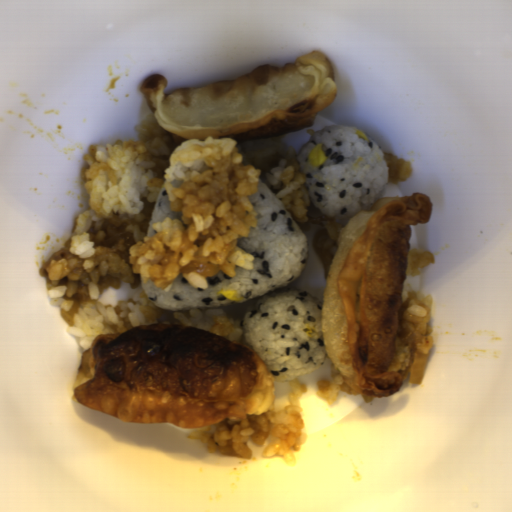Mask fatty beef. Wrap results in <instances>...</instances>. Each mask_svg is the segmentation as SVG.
I'll use <instances>...</instances> for the list:
<instances>
[{"instance_id": "obj_1", "label": "fatty beef", "mask_w": 512, "mask_h": 512, "mask_svg": "<svg viewBox=\"0 0 512 512\" xmlns=\"http://www.w3.org/2000/svg\"><path fill=\"white\" fill-rule=\"evenodd\" d=\"M127 225L128 222L113 223L107 218L100 226L105 235L102 246L111 249L126 264L130 263L129 250L136 242L131 231L126 229Z\"/></svg>"}, {"instance_id": "obj_2", "label": "fatty beef", "mask_w": 512, "mask_h": 512, "mask_svg": "<svg viewBox=\"0 0 512 512\" xmlns=\"http://www.w3.org/2000/svg\"><path fill=\"white\" fill-rule=\"evenodd\" d=\"M120 282V278L114 275H102L98 279L96 288L98 289L99 294H103L106 289H119Z\"/></svg>"}]
</instances>
